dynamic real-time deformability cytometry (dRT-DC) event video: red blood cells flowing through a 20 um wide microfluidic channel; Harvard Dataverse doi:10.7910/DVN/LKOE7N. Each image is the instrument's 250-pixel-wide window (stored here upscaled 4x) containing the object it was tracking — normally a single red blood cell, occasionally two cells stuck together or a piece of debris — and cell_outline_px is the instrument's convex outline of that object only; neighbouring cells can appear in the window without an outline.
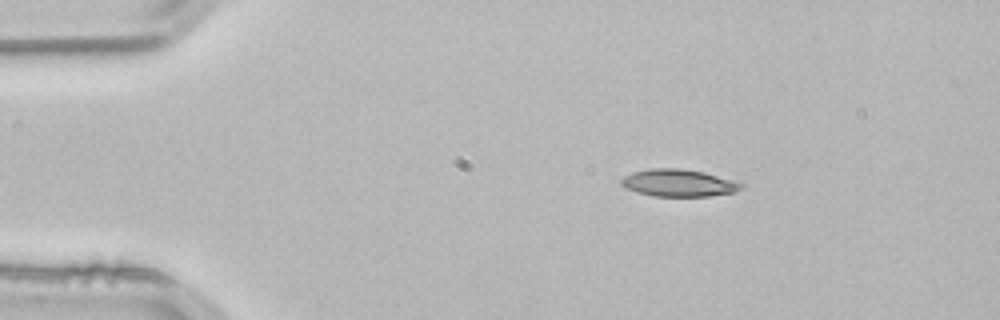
{"species": "common noctule bat (a hibernating species)", "species_latin": "Nyctalus noctula", "temperature_condition": "room temperature", "stored_images_in_passage": 46, "camera_frame_rate_fps": 3000, "um_per_image_px": 0.085, "animal": {"sex": "male", "body_mass_g": 21.5, "forearm_length_mm": 52.0}, "frame": {"image": 1, "passage_image": 2, "time_ms": 0.333, "image_size_px": [1000, 320], "cell_outline_px": [[744, 188], [736, 192], [708, 196], [652, 196], [636, 192], [620, 184], [620, 180], [624, 176], [632, 172], [648, 168], [680, 168], [704, 172], [736, 180], [744, 184]], "centroid_in_image_um": [57.71, 15.54], "position_along_channel_um": 27.3, "area_um2": 19.31}}
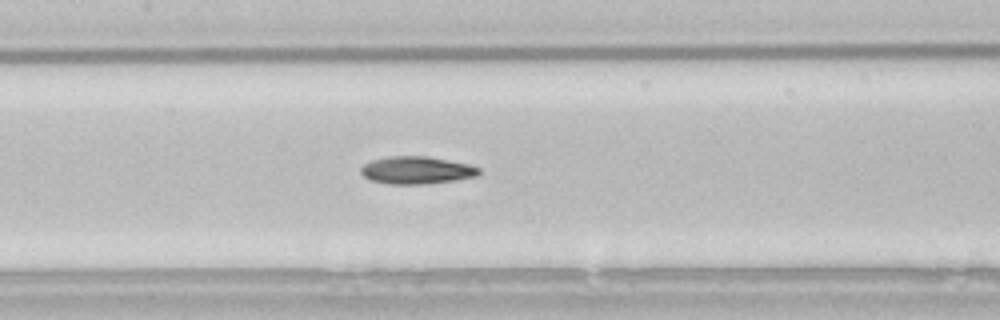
{"frame": {"image": 2, "passage_image": 18, "time_ms": 5.667, "image_size_px": [1000, 320], "cell_outline_px": [[480, 176], [456, 180], [428, 184], [388, 184], [372, 180], [364, 176], [360, 172], [360, 168], [364, 164], [372, 160], [388, 156], [428, 156], [468, 164], [480, 168]], "centroid_in_image_um": [35.43, 14.47], "position_along_channel_um": 172.0, "area_um2": 19.07}}
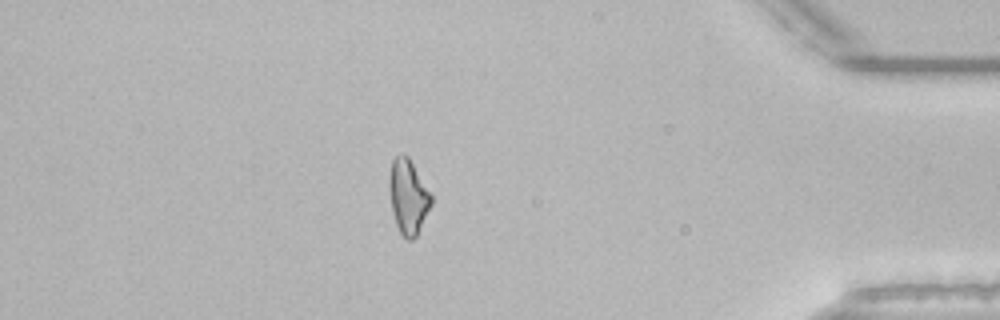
{"frame": {"image": 3, "passage_image": 39, "time_ms": 12.667, "image_size_px": [1000, 320], "cell_outline_px": [[432, 204], [416, 236], [412, 240], [408, 240], [400, 232], [396, 224], [392, 212], [388, 188], [388, 180], [392, 160], [396, 156], [404, 152], [408, 156], [432, 196]], "centroid_in_image_um": [34.67, 16.69], "position_along_channel_um": 400.5, "area_um2": 18.21}, "authors_computed_cell_mechanics": {"area_um2": 18.3804, "velocity_mm_per_s": 3.8537, "shape_relaxation_time_tau1_ms": 7.1051, "shape_relaxation_time_tau2_ms": null, "deformation_change_tau1": 0.1779, "deformation_change_tau2": null}}